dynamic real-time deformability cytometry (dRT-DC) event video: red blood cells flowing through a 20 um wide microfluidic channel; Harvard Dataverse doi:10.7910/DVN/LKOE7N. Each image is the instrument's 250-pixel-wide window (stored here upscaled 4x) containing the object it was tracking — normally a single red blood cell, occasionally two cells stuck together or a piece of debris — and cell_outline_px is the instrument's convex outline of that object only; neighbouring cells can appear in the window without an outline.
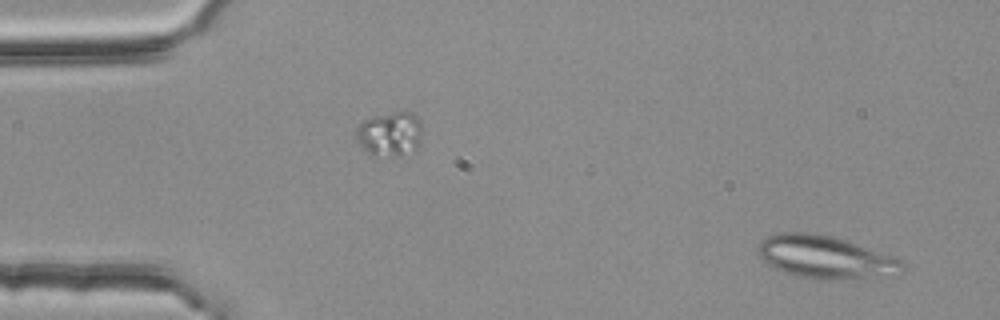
{"species": "common noctule bat (a hibernating species)", "species_latin": "Nyctalus noctula", "temperature_condition": "room temperature", "stored_images_in_passage": 4, "segment_of_instrument_passage": [2, 2], "camera_frame_rate_fps": 3000, "um_per_image_px": 0.085, "animal": {"sex": "female", "body_mass_g": 25.1}, "frame": {"image": 1, "passage_image": 4, "time_ms": 1.0, "image_size_px": [1000, 320], "cell_outline_px": [[904, 272], [900, 276], [828, 280], [824, 280], [800, 276], [784, 272], [768, 264], [760, 256], [760, 244], [768, 236], [780, 232], [816, 232], [832, 236], [844, 240], [900, 260], [904, 264]], "centroid_in_image_um": [70.21, 21.88], "position_along_channel_um": 14.8, "area_um2": 35.6}}